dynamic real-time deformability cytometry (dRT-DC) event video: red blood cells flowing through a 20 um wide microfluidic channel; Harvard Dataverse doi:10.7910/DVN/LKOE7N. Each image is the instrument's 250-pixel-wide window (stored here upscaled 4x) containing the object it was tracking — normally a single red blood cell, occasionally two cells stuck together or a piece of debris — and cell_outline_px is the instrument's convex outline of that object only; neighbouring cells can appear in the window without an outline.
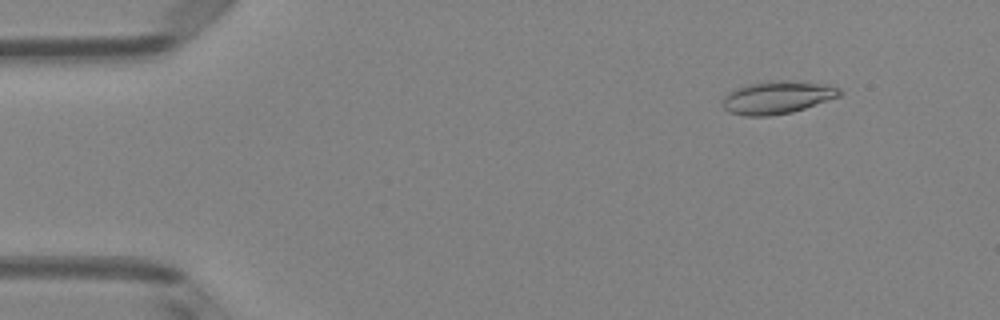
{"species": "Egyptian fruit bat (a non-hibernating species)", "species_latin": "Rousettus aegyptiacus", "temperature_condition": "room temperature", "stored_images_in_passage": 4, "camera_frame_rate_fps": 3000, "um_per_image_px": 0.085, "animal": {"sex": "female"}, "frame": {"image": 1, "passage_image": 2, "time_ms": 0.333, "image_size_px": [1000, 320], "cell_outline_px": [[844, 92], [840, 96], [792, 112], [768, 116], [744, 116], [728, 112], [720, 104], [724, 96], [728, 92], [736, 88], [748, 84], [772, 80], [784, 80], [832, 84], [840, 88]], "centroid_in_image_um": [66.07, 8.27], "position_along_channel_um": 18.9, "area_um2": 22.66}}
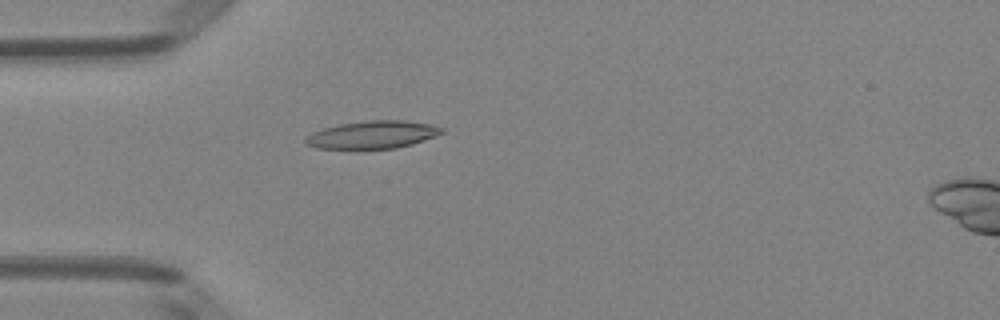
{"frame": {"image": 2, "passage_image": 4, "time_ms": 1.0, "image_size_px": [1000, 320], "cell_outline_px": [[444, 132], [436, 136], [412, 144], [396, 148], [316, 148], [308, 144], [304, 140], [312, 132], [324, 128], [340, 124], [372, 120], [404, 120], [428, 124], [444, 128]], "centroid_in_image_um": [31.7, 11.44], "position_along_channel_um": 53.3, "area_um2": 21.62}}